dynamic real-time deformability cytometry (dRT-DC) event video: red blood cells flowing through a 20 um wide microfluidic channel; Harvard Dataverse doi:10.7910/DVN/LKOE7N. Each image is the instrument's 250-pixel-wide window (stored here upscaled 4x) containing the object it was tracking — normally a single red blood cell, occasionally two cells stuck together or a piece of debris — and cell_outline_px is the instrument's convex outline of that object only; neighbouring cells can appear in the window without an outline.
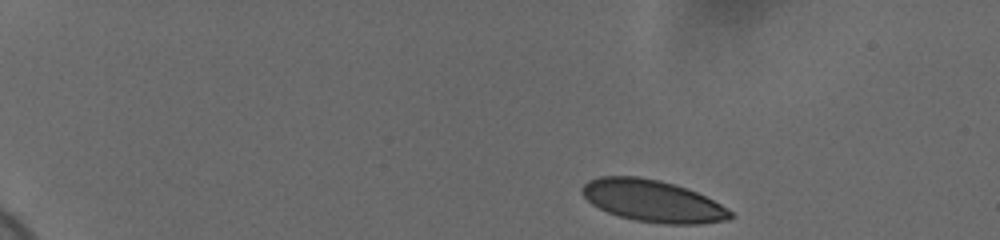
{"species": "human", "species_latin": "Homo sapiens", "temperature_condition": "cold", "stored_images_in_passage": 49, "camera_frame_rate_fps": 3000, "um_per_image_px": 0.085, "donor": {"sex": "female"}, "frame": {"image": 1, "passage_image": 1, "time_ms": 0.0, "image_size_px": [1000, 240], "cell_outline_px": [[736, 216], [728, 220], [696, 224], [664, 224], [636, 220], [620, 216], [608, 212], [592, 204], [580, 192], [580, 188], [588, 180], [600, 176], [636, 176], [660, 180], [696, 192], [720, 204], [732, 212]], "centroid_in_image_um": [55.46, 17.08], "position_along_channel_um": 29.5, "area_um2": 35.95}}
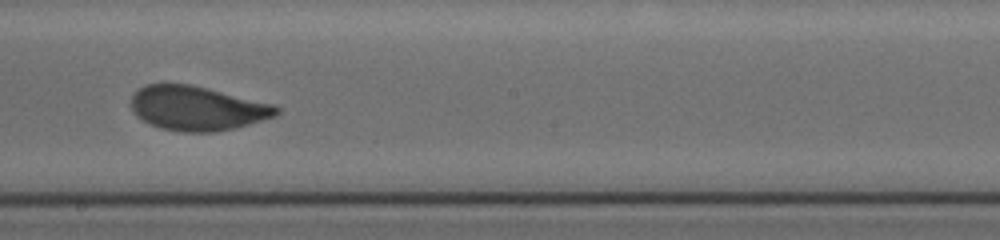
{"frame": {"image": 2, "passage_image": 27, "time_ms": 8.667, "image_size_px": [1000, 240], "cell_outline_px": [[280, 112], [276, 116], [236, 128], [216, 132], [180, 132], [160, 128], [140, 120], [132, 112], [132, 96], [144, 84], [188, 84], [276, 104], [280, 108]], "centroid_in_image_um": [16.78, 9.22], "position_along_channel_um": 231.4, "area_um2": 37.74}}
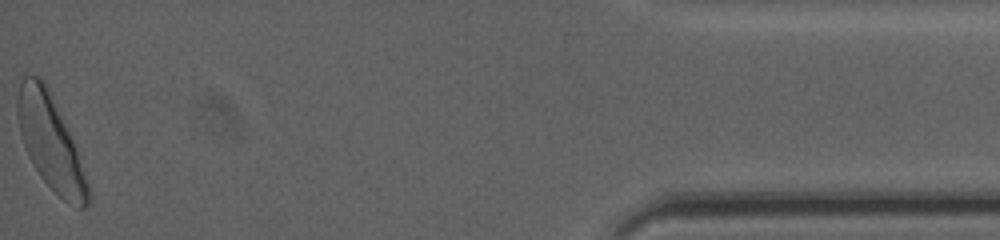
{"frame": {"image": 3, "passage_image": 49, "time_ms": 16.0, "image_size_px": [1000, 240], "cell_outline_px": [[92, 200], [84, 208], [76, 208], [68, 204], [40, 176], [32, 164], [24, 148], [20, 132], [16, 112], [16, 100], [20, 84], [24, 72], [40, 76], [44, 80], [48, 88], [80, 156], [92, 196]], "centroid_in_image_um": [4.29, 12.1], "position_along_channel_um": 430.9, "area_um2": 38.96}, "authors_computed_cell_mechanics": {"area_um2": 37.3966, "velocity_mm_per_s": 3.6664, "shape_relaxation_time_tau1_ms": 3.8067, "shape_relaxation_time_tau2_ms": null, "deformation_change_tau1": 0.1234, "deformation_change_tau2": null}}